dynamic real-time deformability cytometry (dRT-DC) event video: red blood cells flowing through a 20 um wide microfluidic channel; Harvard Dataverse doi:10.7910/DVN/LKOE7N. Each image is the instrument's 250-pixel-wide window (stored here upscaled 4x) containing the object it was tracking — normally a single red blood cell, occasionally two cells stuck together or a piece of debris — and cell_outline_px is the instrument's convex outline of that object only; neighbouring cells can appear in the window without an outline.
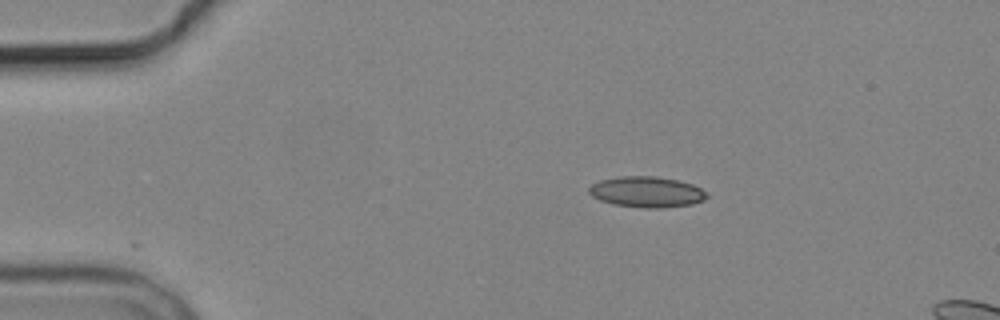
{"species": "common noctule bat (a hibernating species)", "species_latin": "Nyctalus noctula", "temperature_condition": "cold", "stored_images_in_passage": 4, "segment_of_instrument_passage": [1, 2], "camera_frame_rate_fps": 3000, "um_per_image_px": 0.085, "animal": {"sex": "male", "body_mass_g": 19.2, "forearm_length_mm": 51.8}, "frame": {"image": 1, "passage_image": 2, "time_ms": 1.333, "image_size_px": [1000, 320], "cell_outline_px": [[708, 196], [704, 200], [692, 204], [660, 208], [644, 208], [612, 204], [600, 200], [592, 196], [588, 192], [588, 188], [592, 184], [600, 180], [620, 176], [656, 176], [676, 180], [692, 184], [700, 188]], "centroid_in_image_um": [54.94, 16.31], "position_along_channel_um": 30.1, "area_um2": 21.1}}